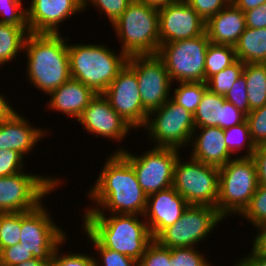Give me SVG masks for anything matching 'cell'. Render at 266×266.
Masks as SVG:
<instances>
[{"mask_svg":"<svg viewBox=\"0 0 266 266\" xmlns=\"http://www.w3.org/2000/svg\"><path fill=\"white\" fill-rule=\"evenodd\" d=\"M100 170L85 193L92 204L79 214L144 215L148 196L131 164L120 153L110 152Z\"/></svg>","mask_w":266,"mask_h":266,"instance_id":"1","label":"cell"},{"mask_svg":"<svg viewBox=\"0 0 266 266\" xmlns=\"http://www.w3.org/2000/svg\"><path fill=\"white\" fill-rule=\"evenodd\" d=\"M24 52L23 57H27L24 79L46 97L71 78L68 36L62 33H29Z\"/></svg>","mask_w":266,"mask_h":266,"instance_id":"2","label":"cell"},{"mask_svg":"<svg viewBox=\"0 0 266 266\" xmlns=\"http://www.w3.org/2000/svg\"><path fill=\"white\" fill-rule=\"evenodd\" d=\"M82 226L105 248L139 261L154 240L143 215L80 214Z\"/></svg>","mask_w":266,"mask_h":266,"instance_id":"3","label":"cell"},{"mask_svg":"<svg viewBox=\"0 0 266 266\" xmlns=\"http://www.w3.org/2000/svg\"><path fill=\"white\" fill-rule=\"evenodd\" d=\"M69 41L72 40L68 36L71 78L81 81L96 94L103 93L127 64L129 57L120 49H111L109 43Z\"/></svg>","mask_w":266,"mask_h":266,"instance_id":"4","label":"cell"},{"mask_svg":"<svg viewBox=\"0 0 266 266\" xmlns=\"http://www.w3.org/2000/svg\"><path fill=\"white\" fill-rule=\"evenodd\" d=\"M119 49L128 57L157 54L160 47L158 8L133 0L111 26Z\"/></svg>","mask_w":266,"mask_h":266,"instance_id":"5","label":"cell"},{"mask_svg":"<svg viewBox=\"0 0 266 266\" xmlns=\"http://www.w3.org/2000/svg\"><path fill=\"white\" fill-rule=\"evenodd\" d=\"M26 171L0 177V213L34 210L46 200L45 197L55 194L53 192L66 185L62 184L66 183L63 181L64 176Z\"/></svg>","mask_w":266,"mask_h":266,"instance_id":"6","label":"cell"},{"mask_svg":"<svg viewBox=\"0 0 266 266\" xmlns=\"http://www.w3.org/2000/svg\"><path fill=\"white\" fill-rule=\"evenodd\" d=\"M258 185L256 164L252 157L231 159L219 168L218 213L224 219L239 216L249 205Z\"/></svg>","mask_w":266,"mask_h":266,"instance_id":"7","label":"cell"},{"mask_svg":"<svg viewBox=\"0 0 266 266\" xmlns=\"http://www.w3.org/2000/svg\"><path fill=\"white\" fill-rule=\"evenodd\" d=\"M142 130L139 131H145L149 145L184 151L189 148L195 130L193 114L170 98L148 114Z\"/></svg>","mask_w":266,"mask_h":266,"instance_id":"8","label":"cell"},{"mask_svg":"<svg viewBox=\"0 0 266 266\" xmlns=\"http://www.w3.org/2000/svg\"><path fill=\"white\" fill-rule=\"evenodd\" d=\"M112 153H120L133 167L139 185L147 196L173 186L174 166L182 150L151 147L143 153H132L122 145Z\"/></svg>","mask_w":266,"mask_h":266,"instance_id":"9","label":"cell"},{"mask_svg":"<svg viewBox=\"0 0 266 266\" xmlns=\"http://www.w3.org/2000/svg\"><path fill=\"white\" fill-rule=\"evenodd\" d=\"M224 220L215 207L189 205L181 218L165 228L155 240L167 248L199 247L207 238L211 239V233L214 234L215 228Z\"/></svg>","mask_w":266,"mask_h":266,"instance_id":"10","label":"cell"},{"mask_svg":"<svg viewBox=\"0 0 266 266\" xmlns=\"http://www.w3.org/2000/svg\"><path fill=\"white\" fill-rule=\"evenodd\" d=\"M210 44L207 33L199 37L161 44L157 55L173 83L205 82V57Z\"/></svg>","mask_w":266,"mask_h":266,"instance_id":"11","label":"cell"},{"mask_svg":"<svg viewBox=\"0 0 266 266\" xmlns=\"http://www.w3.org/2000/svg\"><path fill=\"white\" fill-rule=\"evenodd\" d=\"M178 157L174 166L173 188L189 205L215 207L218 199L219 168L197 160Z\"/></svg>","mask_w":266,"mask_h":266,"instance_id":"12","label":"cell"},{"mask_svg":"<svg viewBox=\"0 0 266 266\" xmlns=\"http://www.w3.org/2000/svg\"><path fill=\"white\" fill-rule=\"evenodd\" d=\"M47 202L29 212H22L19 243L33 253L34 258L52 261L55 249L68 237L66 231L53 219ZM46 207V208H45Z\"/></svg>","mask_w":266,"mask_h":266,"instance_id":"13","label":"cell"},{"mask_svg":"<svg viewBox=\"0 0 266 266\" xmlns=\"http://www.w3.org/2000/svg\"><path fill=\"white\" fill-rule=\"evenodd\" d=\"M127 65L136 73L142 104L148 114L171 98L175 85L157 54L130 56Z\"/></svg>","mask_w":266,"mask_h":266,"instance_id":"14","label":"cell"},{"mask_svg":"<svg viewBox=\"0 0 266 266\" xmlns=\"http://www.w3.org/2000/svg\"><path fill=\"white\" fill-rule=\"evenodd\" d=\"M102 94L135 130L144 127L148 113L142 104L136 73L127 64Z\"/></svg>","mask_w":266,"mask_h":266,"instance_id":"15","label":"cell"},{"mask_svg":"<svg viewBox=\"0 0 266 266\" xmlns=\"http://www.w3.org/2000/svg\"><path fill=\"white\" fill-rule=\"evenodd\" d=\"M88 135L95 139L103 138L110 142L122 143L130 132L136 131L111 107L110 102L101 93L96 94L77 120ZM90 133V134H89ZM105 138V139H104ZM107 138V139H106Z\"/></svg>","mask_w":266,"mask_h":266,"instance_id":"16","label":"cell"},{"mask_svg":"<svg viewBox=\"0 0 266 266\" xmlns=\"http://www.w3.org/2000/svg\"><path fill=\"white\" fill-rule=\"evenodd\" d=\"M27 3V24L30 33H63L61 24L83 13V0H30L25 2Z\"/></svg>","mask_w":266,"mask_h":266,"instance_id":"17","label":"cell"},{"mask_svg":"<svg viewBox=\"0 0 266 266\" xmlns=\"http://www.w3.org/2000/svg\"><path fill=\"white\" fill-rule=\"evenodd\" d=\"M158 12L160 45L205 33L206 22L185 0L161 7Z\"/></svg>","mask_w":266,"mask_h":266,"instance_id":"18","label":"cell"},{"mask_svg":"<svg viewBox=\"0 0 266 266\" xmlns=\"http://www.w3.org/2000/svg\"><path fill=\"white\" fill-rule=\"evenodd\" d=\"M17 111L0 123V149L16 150L25 159H29L31 152V155L35 153L37 143L47 139L52 129L35 127L25 114L23 116V112Z\"/></svg>","mask_w":266,"mask_h":266,"instance_id":"19","label":"cell"},{"mask_svg":"<svg viewBox=\"0 0 266 266\" xmlns=\"http://www.w3.org/2000/svg\"><path fill=\"white\" fill-rule=\"evenodd\" d=\"M188 206L173 186L149 195L143 216L153 239L179 220Z\"/></svg>","mask_w":266,"mask_h":266,"instance_id":"20","label":"cell"},{"mask_svg":"<svg viewBox=\"0 0 266 266\" xmlns=\"http://www.w3.org/2000/svg\"><path fill=\"white\" fill-rule=\"evenodd\" d=\"M189 150L192 159L218 168L234 158L226 146L224 129L219 127L195 128Z\"/></svg>","mask_w":266,"mask_h":266,"instance_id":"21","label":"cell"},{"mask_svg":"<svg viewBox=\"0 0 266 266\" xmlns=\"http://www.w3.org/2000/svg\"><path fill=\"white\" fill-rule=\"evenodd\" d=\"M95 95L96 93L90 87L81 81L70 78L47 95L49 99L45 104V109L53 111V113L56 111L57 114L59 112V115L62 113L65 117L75 121L78 120Z\"/></svg>","mask_w":266,"mask_h":266,"instance_id":"22","label":"cell"},{"mask_svg":"<svg viewBox=\"0 0 266 266\" xmlns=\"http://www.w3.org/2000/svg\"><path fill=\"white\" fill-rule=\"evenodd\" d=\"M245 29L244 12L230 2L206 21L205 32L211 43L234 47Z\"/></svg>","mask_w":266,"mask_h":266,"instance_id":"23","label":"cell"},{"mask_svg":"<svg viewBox=\"0 0 266 266\" xmlns=\"http://www.w3.org/2000/svg\"><path fill=\"white\" fill-rule=\"evenodd\" d=\"M234 48L236 59L245 64L266 63V28L246 27Z\"/></svg>","mask_w":266,"mask_h":266,"instance_id":"24","label":"cell"},{"mask_svg":"<svg viewBox=\"0 0 266 266\" xmlns=\"http://www.w3.org/2000/svg\"><path fill=\"white\" fill-rule=\"evenodd\" d=\"M29 33L28 26L0 23V68L9 67V63L17 61L16 57L23 56Z\"/></svg>","mask_w":266,"mask_h":266,"instance_id":"25","label":"cell"},{"mask_svg":"<svg viewBox=\"0 0 266 266\" xmlns=\"http://www.w3.org/2000/svg\"><path fill=\"white\" fill-rule=\"evenodd\" d=\"M242 74L246 78L249 112L266 104V63H248Z\"/></svg>","mask_w":266,"mask_h":266,"instance_id":"26","label":"cell"},{"mask_svg":"<svg viewBox=\"0 0 266 266\" xmlns=\"http://www.w3.org/2000/svg\"><path fill=\"white\" fill-rule=\"evenodd\" d=\"M225 101L224 96L207 89L193 114L195 128L219 127L222 129V107Z\"/></svg>","mask_w":266,"mask_h":266,"instance_id":"27","label":"cell"},{"mask_svg":"<svg viewBox=\"0 0 266 266\" xmlns=\"http://www.w3.org/2000/svg\"><path fill=\"white\" fill-rule=\"evenodd\" d=\"M224 134L228 151L232 156H234V158L252 157L256 146L251 140L247 120L233 127L224 129Z\"/></svg>","mask_w":266,"mask_h":266,"instance_id":"28","label":"cell"},{"mask_svg":"<svg viewBox=\"0 0 266 266\" xmlns=\"http://www.w3.org/2000/svg\"><path fill=\"white\" fill-rule=\"evenodd\" d=\"M235 48L230 45L209 44L205 57V82L236 61Z\"/></svg>","mask_w":266,"mask_h":266,"instance_id":"29","label":"cell"},{"mask_svg":"<svg viewBox=\"0 0 266 266\" xmlns=\"http://www.w3.org/2000/svg\"><path fill=\"white\" fill-rule=\"evenodd\" d=\"M80 228L82 233H85L87 243H91L89 245L92 246L90 249L94 255V266H138L137 260L103 247L82 225Z\"/></svg>","mask_w":266,"mask_h":266,"instance_id":"30","label":"cell"},{"mask_svg":"<svg viewBox=\"0 0 266 266\" xmlns=\"http://www.w3.org/2000/svg\"><path fill=\"white\" fill-rule=\"evenodd\" d=\"M178 84L172 87L171 99L176 103L184 107L190 113L194 114L200 101L204 95V92L208 89L206 82H178Z\"/></svg>","mask_w":266,"mask_h":266,"instance_id":"31","label":"cell"},{"mask_svg":"<svg viewBox=\"0 0 266 266\" xmlns=\"http://www.w3.org/2000/svg\"><path fill=\"white\" fill-rule=\"evenodd\" d=\"M241 216V217H240ZM240 219L238 222L242 225L243 219L246 224H252L253 228L260 227L266 224V185L259 184L256 192L251 197L249 205L239 215Z\"/></svg>","mask_w":266,"mask_h":266,"instance_id":"32","label":"cell"},{"mask_svg":"<svg viewBox=\"0 0 266 266\" xmlns=\"http://www.w3.org/2000/svg\"><path fill=\"white\" fill-rule=\"evenodd\" d=\"M244 65L245 63L242 61L236 60L229 67L214 74L206 81L208 89L213 93L225 96L242 75Z\"/></svg>","mask_w":266,"mask_h":266,"instance_id":"33","label":"cell"},{"mask_svg":"<svg viewBox=\"0 0 266 266\" xmlns=\"http://www.w3.org/2000/svg\"><path fill=\"white\" fill-rule=\"evenodd\" d=\"M22 212L0 213V251L19 243Z\"/></svg>","mask_w":266,"mask_h":266,"instance_id":"34","label":"cell"},{"mask_svg":"<svg viewBox=\"0 0 266 266\" xmlns=\"http://www.w3.org/2000/svg\"><path fill=\"white\" fill-rule=\"evenodd\" d=\"M132 1L133 0H83V12L90 10L88 7H94V9L99 12L98 15L100 17L104 15V17L108 19V24L112 26Z\"/></svg>","mask_w":266,"mask_h":266,"instance_id":"35","label":"cell"},{"mask_svg":"<svg viewBox=\"0 0 266 266\" xmlns=\"http://www.w3.org/2000/svg\"><path fill=\"white\" fill-rule=\"evenodd\" d=\"M68 239L69 238L67 237L55 249L50 266H94V256L91 250L88 251V253H86L87 252L86 250H85V253L83 251L80 252V249L77 251H73V252H72V249H70L71 252L70 251L65 252L63 250L64 245H66L68 242L67 241ZM89 252L91 253L89 254Z\"/></svg>","mask_w":266,"mask_h":266,"instance_id":"36","label":"cell"},{"mask_svg":"<svg viewBox=\"0 0 266 266\" xmlns=\"http://www.w3.org/2000/svg\"><path fill=\"white\" fill-rule=\"evenodd\" d=\"M138 266H178L170 248L160 245L155 239L148 245L138 261Z\"/></svg>","mask_w":266,"mask_h":266,"instance_id":"37","label":"cell"},{"mask_svg":"<svg viewBox=\"0 0 266 266\" xmlns=\"http://www.w3.org/2000/svg\"><path fill=\"white\" fill-rule=\"evenodd\" d=\"M23 0H0V23L28 26L27 10Z\"/></svg>","mask_w":266,"mask_h":266,"instance_id":"38","label":"cell"},{"mask_svg":"<svg viewBox=\"0 0 266 266\" xmlns=\"http://www.w3.org/2000/svg\"><path fill=\"white\" fill-rule=\"evenodd\" d=\"M250 137L255 146L266 144V104L247 114Z\"/></svg>","mask_w":266,"mask_h":266,"instance_id":"39","label":"cell"},{"mask_svg":"<svg viewBox=\"0 0 266 266\" xmlns=\"http://www.w3.org/2000/svg\"><path fill=\"white\" fill-rule=\"evenodd\" d=\"M198 248L199 247L170 248V251L175 259H177L178 266H214L212 260L209 261L207 259L208 257L204 251Z\"/></svg>","mask_w":266,"mask_h":266,"instance_id":"40","label":"cell"},{"mask_svg":"<svg viewBox=\"0 0 266 266\" xmlns=\"http://www.w3.org/2000/svg\"><path fill=\"white\" fill-rule=\"evenodd\" d=\"M25 162L26 159L16 150L0 149V177L11 176L27 170Z\"/></svg>","mask_w":266,"mask_h":266,"instance_id":"41","label":"cell"},{"mask_svg":"<svg viewBox=\"0 0 266 266\" xmlns=\"http://www.w3.org/2000/svg\"><path fill=\"white\" fill-rule=\"evenodd\" d=\"M225 100L232 103L237 109L249 113V101L246 78L242 74L233 84L232 88L225 94Z\"/></svg>","mask_w":266,"mask_h":266,"instance_id":"42","label":"cell"},{"mask_svg":"<svg viewBox=\"0 0 266 266\" xmlns=\"http://www.w3.org/2000/svg\"><path fill=\"white\" fill-rule=\"evenodd\" d=\"M194 11L206 22L226 7L231 0H185Z\"/></svg>","mask_w":266,"mask_h":266,"instance_id":"43","label":"cell"},{"mask_svg":"<svg viewBox=\"0 0 266 266\" xmlns=\"http://www.w3.org/2000/svg\"><path fill=\"white\" fill-rule=\"evenodd\" d=\"M31 259H34L33 253L25 249L20 243L0 251V264L3 266H15Z\"/></svg>","mask_w":266,"mask_h":266,"instance_id":"44","label":"cell"},{"mask_svg":"<svg viewBox=\"0 0 266 266\" xmlns=\"http://www.w3.org/2000/svg\"><path fill=\"white\" fill-rule=\"evenodd\" d=\"M247 114L237 109L232 103L225 101L222 107V129H227L245 122Z\"/></svg>","mask_w":266,"mask_h":266,"instance_id":"45","label":"cell"},{"mask_svg":"<svg viewBox=\"0 0 266 266\" xmlns=\"http://www.w3.org/2000/svg\"><path fill=\"white\" fill-rule=\"evenodd\" d=\"M246 27L261 29L266 28V2L252 10L244 12Z\"/></svg>","mask_w":266,"mask_h":266,"instance_id":"46","label":"cell"},{"mask_svg":"<svg viewBox=\"0 0 266 266\" xmlns=\"http://www.w3.org/2000/svg\"><path fill=\"white\" fill-rule=\"evenodd\" d=\"M252 158L256 164L258 184L266 185V144L256 146Z\"/></svg>","mask_w":266,"mask_h":266,"instance_id":"47","label":"cell"},{"mask_svg":"<svg viewBox=\"0 0 266 266\" xmlns=\"http://www.w3.org/2000/svg\"><path fill=\"white\" fill-rule=\"evenodd\" d=\"M250 249L241 258L234 257L235 262H232L234 263L233 266H266V256L258 254L253 248Z\"/></svg>","mask_w":266,"mask_h":266,"instance_id":"48","label":"cell"},{"mask_svg":"<svg viewBox=\"0 0 266 266\" xmlns=\"http://www.w3.org/2000/svg\"><path fill=\"white\" fill-rule=\"evenodd\" d=\"M255 230V235L252 237V248L261 255L266 256V224L257 227Z\"/></svg>","mask_w":266,"mask_h":266,"instance_id":"49","label":"cell"},{"mask_svg":"<svg viewBox=\"0 0 266 266\" xmlns=\"http://www.w3.org/2000/svg\"><path fill=\"white\" fill-rule=\"evenodd\" d=\"M0 92V123L6 120L13 112L16 111L17 106H12L11 101L8 99V95L5 96Z\"/></svg>","mask_w":266,"mask_h":266,"instance_id":"50","label":"cell"},{"mask_svg":"<svg viewBox=\"0 0 266 266\" xmlns=\"http://www.w3.org/2000/svg\"><path fill=\"white\" fill-rule=\"evenodd\" d=\"M231 2L241 11L245 12L261 6L266 0H231Z\"/></svg>","mask_w":266,"mask_h":266,"instance_id":"51","label":"cell"},{"mask_svg":"<svg viewBox=\"0 0 266 266\" xmlns=\"http://www.w3.org/2000/svg\"><path fill=\"white\" fill-rule=\"evenodd\" d=\"M139 2L145 3L146 5L153 6L156 8H161L167 5H172L180 2L181 0H137Z\"/></svg>","mask_w":266,"mask_h":266,"instance_id":"52","label":"cell"},{"mask_svg":"<svg viewBox=\"0 0 266 266\" xmlns=\"http://www.w3.org/2000/svg\"><path fill=\"white\" fill-rule=\"evenodd\" d=\"M15 266H50V264L47 261L34 258L29 261L22 262Z\"/></svg>","mask_w":266,"mask_h":266,"instance_id":"53","label":"cell"}]
</instances>
